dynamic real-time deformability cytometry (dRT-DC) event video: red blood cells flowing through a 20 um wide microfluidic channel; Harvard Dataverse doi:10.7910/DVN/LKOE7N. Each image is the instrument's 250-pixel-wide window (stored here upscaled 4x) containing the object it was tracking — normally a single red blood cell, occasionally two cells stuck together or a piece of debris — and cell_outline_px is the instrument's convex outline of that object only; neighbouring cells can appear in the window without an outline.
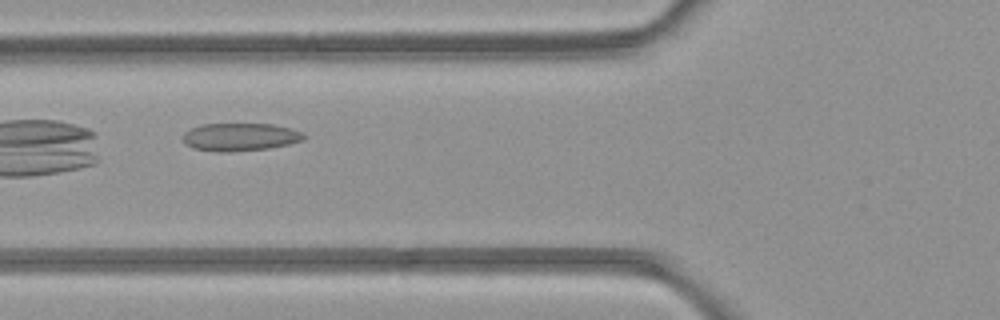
{"species": "common noctule bat (a hibernating species)", "species_latin": "Nyctalus noctula", "temperature_condition": "room temperature", "stored_images_in_passage": 6, "camera_frame_rate_fps": 3000, "um_per_image_px": 0.085, "animal": {"sex": "female", "body_mass_g": 21.9}, "frame": {"image": 1, "passage_image": 6, "time_ms": 5.667, "image_size_px": [1000, 320], "cell_outline_px": [[308, 136], [304, 140], [288, 144], [268, 148], [224, 152], [220, 152], [192, 148], [184, 140], [184, 132], [192, 128], [204, 124], [272, 124], [292, 128], [304, 132]], "centroid_in_image_um": [20.48, 11.63], "position_along_channel_um": 105.3, "area_um2": 19.54}}